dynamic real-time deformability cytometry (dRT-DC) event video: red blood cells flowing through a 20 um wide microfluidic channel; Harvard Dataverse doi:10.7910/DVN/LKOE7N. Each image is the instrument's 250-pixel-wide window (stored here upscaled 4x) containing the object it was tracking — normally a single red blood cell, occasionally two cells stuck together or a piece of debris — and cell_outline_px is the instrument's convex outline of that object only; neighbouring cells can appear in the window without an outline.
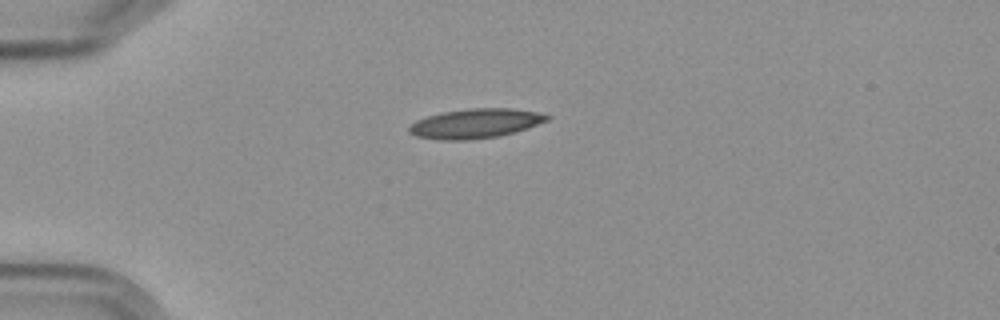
{"species": "Egyptian fruit bat (a non-hibernating species)", "species_latin": "Rousettus aegyptiacus", "temperature_condition": "cold", "stored_images_in_passage": 2, "camera_frame_rate_fps": 3000, "um_per_image_px": 0.085, "frame": {"image": 1, "passage_image": 1, "time_ms": 0.0, "image_size_px": [1000, 320], "cell_outline_px": [[548, 120], [500, 136], [464, 140], [440, 140], [416, 136], [408, 132], [408, 128], [416, 120], [428, 116], [444, 112], [472, 108], [512, 108], [536, 112], [548, 116]], "centroid_in_image_um": [40.34, 10.5], "position_along_channel_um": 44.7, "area_um2": 23.24}}